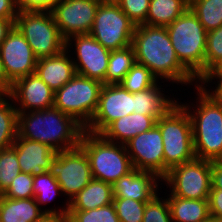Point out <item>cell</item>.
Returning <instances> with one entry per match:
<instances>
[{
	"label": "cell",
	"instance_id": "cell-14",
	"mask_svg": "<svg viewBox=\"0 0 222 222\" xmlns=\"http://www.w3.org/2000/svg\"><path fill=\"white\" fill-rule=\"evenodd\" d=\"M99 2L97 0H59L51 9L61 36L89 34Z\"/></svg>",
	"mask_w": 222,
	"mask_h": 222
},
{
	"label": "cell",
	"instance_id": "cell-33",
	"mask_svg": "<svg viewBox=\"0 0 222 222\" xmlns=\"http://www.w3.org/2000/svg\"><path fill=\"white\" fill-rule=\"evenodd\" d=\"M21 172L17 153L13 146L0 151V194H3L12 180Z\"/></svg>",
	"mask_w": 222,
	"mask_h": 222
},
{
	"label": "cell",
	"instance_id": "cell-1",
	"mask_svg": "<svg viewBox=\"0 0 222 222\" xmlns=\"http://www.w3.org/2000/svg\"><path fill=\"white\" fill-rule=\"evenodd\" d=\"M136 62L146 66L158 79L185 85H199L197 79L180 63L166 26L137 25L132 38ZM166 79V80H165Z\"/></svg>",
	"mask_w": 222,
	"mask_h": 222
},
{
	"label": "cell",
	"instance_id": "cell-40",
	"mask_svg": "<svg viewBox=\"0 0 222 222\" xmlns=\"http://www.w3.org/2000/svg\"><path fill=\"white\" fill-rule=\"evenodd\" d=\"M208 201L210 215L216 218H222V190L211 189Z\"/></svg>",
	"mask_w": 222,
	"mask_h": 222
},
{
	"label": "cell",
	"instance_id": "cell-36",
	"mask_svg": "<svg viewBox=\"0 0 222 222\" xmlns=\"http://www.w3.org/2000/svg\"><path fill=\"white\" fill-rule=\"evenodd\" d=\"M222 60V26L208 31L205 50V75Z\"/></svg>",
	"mask_w": 222,
	"mask_h": 222
},
{
	"label": "cell",
	"instance_id": "cell-47",
	"mask_svg": "<svg viewBox=\"0 0 222 222\" xmlns=\"http://www.w3.org/2000/svg\"><path fill=\"white\" fill-rule=\"evenodd\" d=\"M33 222H64V220L55 214L46 213L39 220Z\"/></svg>",
	"mask_w": 222,
	"mask_h": 222
},
{
	"label": "cell",
	"instance_id": "cell-38",
	"mask_svg": "<svg viewBox=\"0 0 222 222\" xmlns=\"http://www.w3.org/2000/svg\"><path fill=\"white\" fill-rule=\"evenodd\" d=\"M150 0H120L119 7L135 26L146 21Z\"/></svg>",
	"mask_w": 222,
	"mask_h": 222
},
{
	"label": "cell",
	"instance_id": "cell-37",
	"mask_svg": "<svg viewBox=\"0 0 222 222\" xmlns=\"http://www.w3.org/2000/svg\"><path fill=\"white\" fill-rule=\"evenodd\" d=\"M33 180V175L20 172L2 195L10 199L32 198L34 197Z\"/></svg>",
	"mask_w": 222,
	"mask_h": 222
},
{
	"label": "cell",
	"instance_id": "cell-34",
	"mask_svg": "<svg viewBox=\"0 0 222 222\" xmlns=\"http://www.w3.org/2000/svg\"><path fill=\"white\" fill-rule=\"evenodd\" d=\"M120 222H142L146 203L130 198H113Z\"/></svg>",
	"mask_w": 222,
	"mask_h": 222
},
{
	"label": "cell",
	"instance_id": "cell-22",
	"mask_svg": "<svg viewBox=\"0 0 222 222\" xmlns=\"http://www.w3.org/2000/svg\"><path fill=\"white\" fill-rule=\"evenodd\" d=\"M159 84V85H158ZM158 81L149 89L134 93V112L153 116L156 120L165 116L179 102L165 95V88ZM164 90V91H163Z\"/></svg>",
	"mask_w": 222,
	"mask_h": 222
},
{
	"label": "cell",
	"instance_id": "cell-2",
	"mask_svg": "<svg viewBox=\"0 0 222 222\" xmlns=\"http://www.w3.org/2000/svg\"><path fill=\"white\" fill-rule=\"evenodd\" d=\"M18 137L48 145L55 151L79 146L85 128L54 106L44 110L18 112Z\"/></svg>",
	"mask_w": 222,
	"mask_h": 222
},
{
	"label": "cell",
	"instance_id": "cell-23",
	"mask_svg": "<svg viewBox=\"0 0 222 222\" xmlns=\"http://www.w3.org/2000/svg\"><path fill=\"white\" fill-rule=\"evenodd\" d=\"M113 203L112 184L92 178L69 202V210H90Z\"/></svg>",
	"mask_w": 222,
	"mask_h": 222
},
{
	"label": "cell",
	"instance_id": "cell-30",
	"mask_svg": "<svg viewBox=\"0 0 222 222\" xmlns=\"http://www.w3.org/2000/svg\"><path fill=\"white\" fill-rule=\"evenodd\" d=\"M188 5L207 32L222 26V0H188Z\"/></svg>",
	"mask_w": 222,
	"mask_h": 222
},
{
	"label": "cell",
	"instance_id": "cell-10",
	"mask_svg": "<svg viewBox=\"0 0 222 222\" xmlns=\"http://www.w3.org/2000/svg\"><path fill=\"white\" fill-rule=\"evenodd\" d=\"M135 27L118 5H99L89 34L112 51L132 45Z\"/></svg>",
	"mask_w": 222,
	"mask_h": 222
},
{
	"label": "cell",
	"instance_id": "cell-35",
	"mask_svg": "<svg viewBox=\"0 0 222 222\" xmlns=\"http://www.w3.org/2000/svg\"><path fill=\"white\" fill-rule=\"evenodd\" d=\"M159 196L156 193L146 202L142 222H173L167 198Z\"/></svg>",
	"mask_w": 222,
	"mask_h": 222
},
{
	"label": "cell",
	"instance_id": "cell-27",
	"mask_svg": "<svg viewBox=\"0 0 222 222\" xmlns=\"http://www.w3.org/2000/svg\"><path fill=\"white\" fill-rule=\"evenodd\" d=\"M188 8V0H150L147 18L143 24L168 26Z\"/></svg>",
	"mask_w": 222,
	"mask_h": 222
},
{
	"label": "cell",
	"instance_id": "cell-43",
	"mask_svg": "<svg viewBox=\"0 0 222 222\" xmlns=\"http://www.w3.org/2000/svg\"><path fill=\"white\" fill-rule=\"evenodd\" d=\"M211 189L222 190V160L211 161Z\"/></svg>",
	"mask_w": 222,
	"mask_h": 222
},
{
	"label": "cell",
	"instance_id": "cell-5",
	"mask_svg": "<svg viewBox=\"0 0 222 222\" xmlns=\"http://www.w3.org/2000/svg\"><path fill=\"white\" fill-rule=\"evenodd\" d=\"M79 146L89 158L92 178L114 184L134 168L126 146L84 131Z\"/></svg>",
	"mask_w": 222,
	"mask_h": 222
},
{
	"label": "cell",
	"instance_id": "cell-24",
	"mask_svg": "<svg viewBox=\"0 0 222 222\" xmlns=\"http://www.w3.org/2000/svg\"><path fill=\"white\" fill-rule=\"evenodd\" d=\"M46 213L36 203L35 198H0V222H33Z\"/></svg>",
	"mask_w": 222,
	"mask_h": 222
},
{
	"label": "cell",
	"instance_id": "cell-16",
	"mask_svg": "<svg viewBox=\"0 0 222 222\" xmlns=\"http://www.w3.org/2000/svg\"><path fill=\"white\" fill-rule=\"evenodd\" d=\"M0 55L5 73L12 83L36 71L38 58L15 25L0 44Z\"/></svg>",
	"mask_w": 222,
	"mask_h": 222
},
{
	"label": "cell",
	"instance_id": "cell-44",
	"mask_svg": "<svg viewBox=\"0 0 222 222\" xmlns=\"http://www.w3.org/2000/svg\"><path fill=\"white\" fill-rule=\"evenodd\" d=\"M11 88L12 82L8 79L5 73L0 55V95H9Z\"/></svg>",
	"mask_w": 222,
	"mask_h": 222
},
{
	"label": "cell",
	"instance_id": "cell-32",
	"mask_svg": "<svg viewBox=\"0 0 222 222\" xmlns=\"http://www.w3.org/2000/svg\"><path fill=\"white\" fill-rule=\"evenodd\" d=\"M64 222H120L113 203L90 210H68Z\"/></svg>",
	"mask_w": 222,
	"mask_h": 222
},
{
	"label": "cell",
	"instance_id": "cell-18",
	"mask_svg": "<svg viewBox=\"0 0 222 222\" xmlns=\"http://www.w3.org/2000/svg\"><path fill=\"white\" fill-rule=\"evenodd\" d=\"M159 181L162 182V179L152 171L133 169L112 184L113 198H130L146 203L159 193Z\"/></svg>",
	"mask_w": 222,
	"mask_h": 222
},
{
	"label": "cell",
	"instance_id": "cell-39",
	"mask_svg": "<svg viewBox=\"0 0 222 222\" xmlns=\"http://www.w3.org/2000/svg\"><path fill=\"white\" fill-rule=\"evenodd\" d=\"M59 0H18L19 8L26 11H51Z\"/></svg>",
	"mask_w": 222,
	"mask_h": 222
},
{
	"label": "cell",
	"instance_id": "cell-49",
	"mask_svg": "<svg viewBox=\"0 0 222 222\" xmlns=\"http://www.w3.org/2000/svg\"><path fill=\"white\" fill-rule=\"evenodd\" d=\"M199 222H217V218L209 215L206 219L199 221Z\"/></svg>",
	"mask_w": 222,
	"mask_h": 222
},
{
	"label": "cell",
	"instance_id": "cell-21",
	"mask_svg": "<svg viewBox=\"0 0 222 222\" xmlns=\"http://www.w3.org/2000/svg\"><path fill=\"white\" fill-rule=\"evenodd\" d=\"M156 121L153 116L133 112L110 123L100 135L107 141L125 145L133 137L150 130Z\"/></svg>",
	"mask_w": 222,
	"mask_h": 222
},
{
	"label": "cell",
	"instance_id": "cell-19",
	"mask_svg": "<svg viewBox=\"0 0 222 222\" xmlns=\"http://www.w3.org/2000/svg\"><path fill=\"white\" fill-rule=\"evenodd\" d=\"M21 172L33 176L44 174L50 170L51 163L58 152L37 141H31L17 136L13 145Z\"/></svg>",
	"mask_w": 222,
	"mask_h": 222
},
{
	"label": "cell",
	"instance_id": "cell-31",
	"mask_svg": "<svg viewBox=\"0 0 222 222\" xmlns=\"http://www.w3.org/2000/svg\"><path fill=\"white\" fill-rule=\"evenodd\" d=\"M158 81L146 66L136 62L119 84L129 92L136 93L151 88Z\"/></svg>",
	"mask_w": 222,
	"mask_h": 222
},
{
	"label": "cell",
	"instance_id": "cell-42",
	"mask_svg": "<svg viewBox=\"0 0 222 222\" xmlns=\"http://www.w3.org/2000/svg\"><path fill=\"white\" fill-rule=\"evenodd\" d=\"M216 79V81H215ZM214 80V82H213ZM215 84V89L211 90L210 92V88L208 89L209 87V84L212 83ZM208 84V85H207ZM199 85L205 90V91H208L216 100L222 102V78H202L200 81H199ZM206 86H208L206 88Z\"/></svg>",
	"mask_w": 222,
	"mask_h": 222
},
{
	"label": "cell",
	"instance_id": "cell-48",
	"mask_svg": "<svg viewBox=\"0 0 222 222\" xmlns=\"http://www.w3.org/2000/svg\"><path fill=\"white\" fill-rule=\"evenodd\" d=\"M99 5H119L120 0H97Z\"/></svg>",
	"mask_w": 222,
	"mask_h": 222
},
{
	"label": "cell",
	"instance_id": "cell-9",
	"mask_svg": "<svg viewBox=\"0 0 222 222\" xmlns=\"http://www.w3.org/2000/svg\"><path fill=\"white\" fill-rule=\"evenodd\" d=\"M162 182L170 188L168 196L208 199L211 190V161L195 157L171 168Z\"/></svg>",
	"mask_w": 222,
	"mask_h": 222
},
{
	"label": "cell",
	"instance_id": "cell-7",
	"mask_svg": "<svg viewBox=\"0 0 222 222\" xmlns=\"http://www.w3.org/2000/svg\"><path fill=\"white\" fill-rule=\"evenodd\" d=\"M14 25L38 59L57 55L66 49V40L61 36L51 11L19 9Z\"/></svg>",
	"mask_w": 222,
	"mask_h": 222
},
{
	"label": "cell",
	"instance_id": "cell-15",
	"mask_svg": "<svg viewBox=\"0 0 222 222\" xmlns=\"http://www.w3.org/2000/svg\"><path fill=\"white\" fill-rule=\"evenodd\" d=\"M125 146L134 169L152 171L161 179L164 177V148L157 125L133 137Z\"/></svg>",
	"mask_w": 222,
	"mask_h": 222
},
{
	"label": "cell",
	"instance_id": "cell-4",
	"mask_svg": "<svg viewBox=\"0 0 222 222\" xmlns=\"http://www.w3.org/2000/svg\"><path fill=\"white\" fill-rule=\"evenodd\" d=\"M166 30L178 60L199 82L205 76L208 32L190 8L166 26Z\"/></svg>",
	"mask_w": 222,
	"mask_h": 222
},
{
	"label": "cell",
	"instance_id": "cell-6",
	"mask_svg": "<svg viewBox=\"0 0 222 222\" xmlns=\"http://www.w3.org/2000/svg\"><path fill=\"white\" fill-rule=\"evenodd\" d=\"M156 125L162 134L164 148V176L168 171L195 158L192 123L186 109L179 102Z\"/></svg>",
	"mask_w": 222,
	"mask_h": 222
},
{
	"label": "cell",
	"instance_id": "cell-41",
	"mask_svg": "<svg viewBox=\"0 0 222 222\" xmlns=\"http://www.w3.org/2000/svg\"><path fill=\"white\" fill-rule=\"evenodd\" d=\"M19 9L18 0H0V19L15 20Z\"/></svg>",
	"mask_w": 222,
	"mask_h": 222
},
{
	"label": "cell",
	"instance_id": "cell-25",
	"mask_svg": "<svg viewBox=\"0 0 222 222\" xmlns=\"http://www.w3.org/2000/svg\"><path fill=\"white\" fill-rule=\"evenodd\" d=\"M33 191L36 203L45 213L55 214L63 220L67 218L69 210L68 201L65 202L64 206L62 204V207L58 206L57 208L55 207L50 209L45 208V206L50 204L49 202L53 200L56 195L61 194V196H63L56 178H54L48 171L44 174L34 176ZM42 205H44L43 207L45 209Z\"/></svg>",
	"mask_w": 222,
	"mask_h": 222
},
{
	"label": "cell",
	"instance_id": "cell-20",
	"mask_svg": "<svg viewBox=\"0 0 222 222\" xmlns=\"http://www.w3.org/2000/svg\"><path fill=\"white\" fill-rule=\"evenodd\" d=\"M71 51L64 49L57 55L40 58L37 61L35 73L54 92L68 83L77 74L70 55Z\"/></svg>",
	"mask_w": 222,
	"mask_h": 222
},
{
	"label": "cell",
	"instance_id": "cell-8",
	"mask_svg": "<svg viewBox=\"0 0 222 222\" xmlns=\"http://www.w3.org/2000/svg\"><path fill=\"white\" fill-rule=\"evenodd\" d=\"M102 83L76 74L54 94V107L86 128L94 115Z\"/></svg>",
	"mask_w": 222,
	"mask_h": 222
},
{
	"label": "cell",
	"instance_id": "cell-28",
	"mask_svg": "<svg viewBox=\"0 0 222 222\" xmlns=\"http://www.w3.org/2000/svg\"><path fill=\"white\" fill-rule=\"evenodd\" d=\"M18 112L9 95H0V151L11 147L18 136Z\"/></svg>",
	"mask_w": 222,
	"mask_h": 222
},
{
	"label": "cell",
	"instance_id": "cell-12",
	"mask_svg": "<svg viewBox=\"0 0 222 222\" xmlns=\"http://www.w3.org/2000/svg\"><path fill=\"white\" fill-rule=\"evenodd\" d=\"M71 48L74 51L70 55H72L76 73L105 84L111 51L103 47L90 34L74 35L68 38L66 49L70 50ZM73 54L77 58H74Z\"/></svg>",
	"mask_w": 222,
	"mask_h": 222
},
{
	"label": "cell",
	"instance_id": "cell-50",
	"mask_svg": "<svg viewBox=\"0 0 222 222\" xmlns=\"http://www.w3.org/2000/svg\"><path fill=\"white\" fill-rule=\"evenodd\" d=\"M217 222H222V218H217Z\"/></svg>",
	"mask_w": 222,
	"mask_h": 222
},
{
	"label": "cell",
	"instance_id": "cell-29",
	"mask_svg": "<svg viewBox=\"0 0 222 222\" xmlns=\"http://www.w3.org/2000/svg\"><path fill=\"white\" fill-rule=\"evenodd\" d=\"M136 63L132 45L112 50L108 60L105 84H119Z\"/></svg>",
	"mask_w": 222,
	"mask_h": 222
},
{
	"label": "cell",
	"instance_id": "cell-11",
	"mask_svg": "<svg viewBox=\"0 0 222 222\" xmlns=\"http://www.w3.org/2000/svg\"><path fill=\"white\" fill-rule=\"evenodd\" d=\"M58 182L66 201L78 194L92 179L90 162L80 147L59 151L48 171Z\"/></svg>",
	"mask_w": 222,
	"mask_h": 222
},
{
	"label": "cell",
	"instance_id": "cell-26",
	"mask_svg": "<svg viewBox=\"0 0 222 222\" xmlns=\"http://www.w3.org/2000/svg\"><path fill=\"white\" fill-rule=\"evenodd\" d=\"M167 200L173 222H199L210 215L208 199L167 196Z\"/></svg>",
	"mask_w": 222,
	"mask_h": 222
},
{
	"label": "cell",
	"instance_id": "cell-45",
	"mask_svg": "<svg viewBox=\"0 0 222 222\" xmlns=\"http://www.w3.org/2000/svg\"><path fill=\"white\" fill-rule=\"evenodd\" d=\"M15 20L0 19V44L6 39L8 32L13 28Z\"/></svg>",
	"mask_w": 222,
	"mask_h": 222
},
{
	"label": "cell",
	"instance_id": "cell-17",
	"mask_svg": "<svg viewBox=\"0 0 222 222\" xmlns=\"http://www.w3.org/2000/svg\"><path fill=\"white\" fill-rule=\"evenodd\" d=\"M54 94L55 92L34 73L14 81L9 96L17 112H29L53 107Z\"/></svg>",
	"mask_w": 222,
	"mask_h": 222
},
{
	"label": "cell",
	"instance_id": "cell-13",
	"mask_svg": "<svg viewBox=\"0 0 222 222\" xmlns=\"http://www.w3.org/2000/svg\"><path fill=\"white\" fill-rule=\"evenodd\" d=\"M134 112V93L120 84H103L98 106L85 131L100 134L113 121Z\"/></svg>",
	"mask_w": 222,
	"mask_h": 222
},
{
	"label": "cell",
	"instance_id": "cell-3",
	"mask_svg": "<svg viewBox=\"0 0 222 222\" xmlns=\"http://www.w3.org/2000/svg\"><path fill=\"white\" fill-rule=\"evenodd\" d=\"M193 88L197 90V107L193 103H190L192 106L187 103L181 105L191 119L195 157L210 161L222 160V102L200 85Z\"/></svg>",
	"mask_w": 222,
	"mask_h": 222
},
{
	"label": "cell",
	"instance_id": "cell-46",
	"mask_svg": "<svg viewBox=\"0 0 222 222\" xmlns=\"http://www.w3.org/2000/svg\"><path fill=\"white\" fill-rule=\"evenodd\" d=\"M203 78H222V60L218 62Z\"/></svg>",
	"mask_w": 222,
	"mask_h": 222
}]
</instances>
